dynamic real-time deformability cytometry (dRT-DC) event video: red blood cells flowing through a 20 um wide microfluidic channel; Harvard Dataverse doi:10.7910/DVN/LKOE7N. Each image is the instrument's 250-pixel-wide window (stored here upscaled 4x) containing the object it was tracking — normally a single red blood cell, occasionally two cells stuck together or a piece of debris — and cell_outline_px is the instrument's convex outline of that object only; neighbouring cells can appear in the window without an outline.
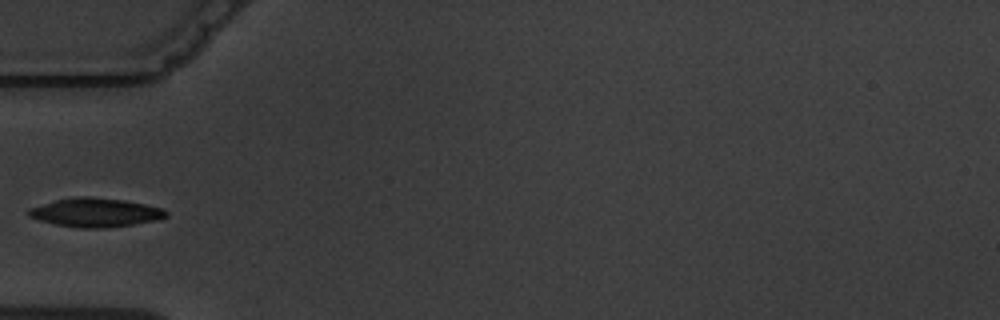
{"species": "common noctule bat (a hibernating species)", "species_latin": "Nyctalus noctula", "temperature_condition": "warm", "stored_images_in_passage": 4, "camera_frame_rate_fps": 3000, "um_per_image_px": 0.085, "animal": {"sex": "male", "body_mass_g": 19.5, "forearm_length_mm": 54.6}, "frame": {"image": 1, "passage_image": 4, "time_ms": 4.0, "image_size_px": [1000, 320], "cell_outline_px": [[168, 216], [156, 220], [132, 224], [104, 228], [80, 228], [56, 224], [40, 220], [28, 216], [28, 208], [56, 200], [80, 196], [88, 196], [124, 200], [144, 204], [160, 208], [168, 212]], "centroid_in_image_um": [8.1, 18.06], "position_along_channel_um": 76.9, "area_um2": 22.83}}